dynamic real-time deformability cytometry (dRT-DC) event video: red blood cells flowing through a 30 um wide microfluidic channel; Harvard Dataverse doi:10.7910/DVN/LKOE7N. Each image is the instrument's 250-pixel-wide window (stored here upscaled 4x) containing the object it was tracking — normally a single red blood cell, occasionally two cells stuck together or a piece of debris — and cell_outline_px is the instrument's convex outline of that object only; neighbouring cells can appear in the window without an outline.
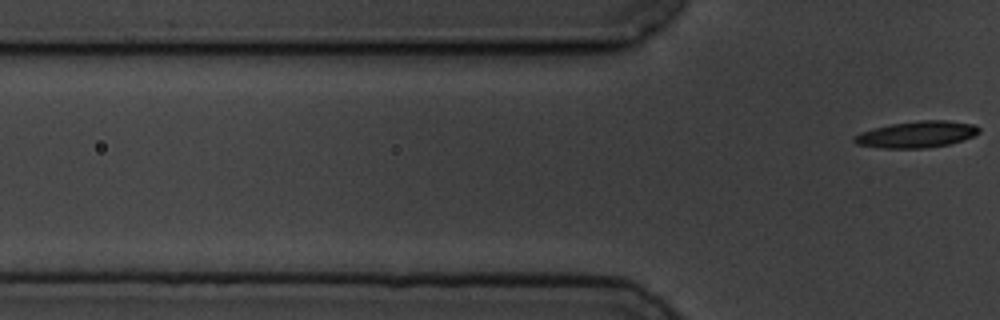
{"species": "common noctule bat (a hibernating species)", "species_latin": "Nyctalus noctula", "temperature_condition": "cold", "stored_images_in_passage": 7, "segment_of_instrument_passage": [2, 2], "camera_frame_rate_fps": 3000, "um_per_image_px": 0.085, "animal": {"sex": "male", "body_mass_g": 19.5, "forearm_length_mm": 54.6}, "frame": {"image": 1, "passage_image": 7, "time_ms": 8.0, "image_size_px": [1000, 320], "cell_outline_px": [[980, 132], [976, 136], [964, 140], [948, 144], [924, 148], [880, 148], [856, 144], [852, 140], [852, 136], [860, 132], [892, 124], [920, 120], [948, 120], [972, 124], [980, 128]], "centroid_in_image_um": [77.93, 11.43], "position_along_channel_um": 47.9, "area_um2": 19.31}}